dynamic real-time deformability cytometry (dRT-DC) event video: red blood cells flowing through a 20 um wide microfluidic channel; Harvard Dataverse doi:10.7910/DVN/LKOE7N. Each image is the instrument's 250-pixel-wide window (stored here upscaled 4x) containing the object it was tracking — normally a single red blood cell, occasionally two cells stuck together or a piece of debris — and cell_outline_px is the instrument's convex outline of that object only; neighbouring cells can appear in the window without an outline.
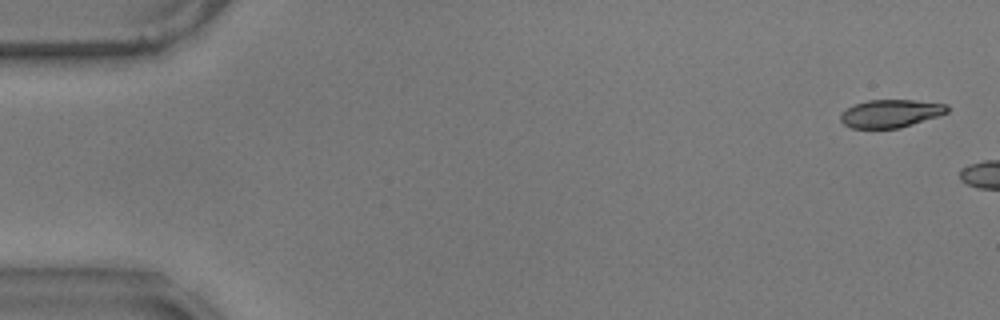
{"species": "common noctule bat (a hibernating species)", "species_latin": "Nyctalus noctula", "temperature_condition": "warm", "stored_images_in_passage": 5, "camera_frame_rate_fps": 3000, "um_per_image_px": 0.085, "animal": {"sex": "male", "body_mass_g": 17.9}, "frame": {"image": 1, "passage_image": 1, "time_ms": 0.0, "image_size_px": [1000, 320], "cell_outline_px": [[948, 112], [900, 128], [852, 128], [844, 124], [840, 120], [840, 112], [856, 104], [868, 100], [916, 100], [948, 104]], "centroid_in_image_um": [75.69, 9.64], "position_along_channel_um": 9.3, "area_um2": 17.22}}